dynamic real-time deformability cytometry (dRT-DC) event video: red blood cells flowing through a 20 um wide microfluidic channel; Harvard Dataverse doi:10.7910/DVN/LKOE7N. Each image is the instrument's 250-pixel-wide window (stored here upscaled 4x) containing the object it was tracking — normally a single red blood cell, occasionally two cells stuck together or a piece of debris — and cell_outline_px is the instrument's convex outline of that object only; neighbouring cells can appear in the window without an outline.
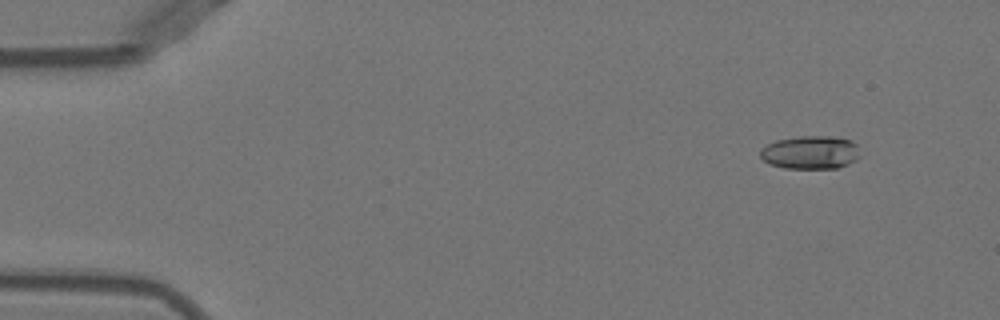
{"species": "Egyptian fruit bat (a non-hibernating species)", "species_latin": "Rousettus aegyptiacus", "temperature_condition": "warm", "stored_images_in_passage": 48, "camera_frame_rate_fps": 3000, "um_per_image_px": 0.085, "animal": {"sex": "female"}, "frame": {"image": 1, "passage_image": 1, "time_ms": 0.0, "image_size_px": [1000, 320], "cell_outline_px": [[860, 156], [856, 160], [848, 164], [836, 168], [784, 168], [768, 164], [760, 156], [760, 148], [776, 140], [800, 136], [832, 136], [852, 140], [856, 144]], "centroid_in_image_um": [68.88, 12.95], "position_along_channel_um": 16.1, "area_um2": 19.48}}
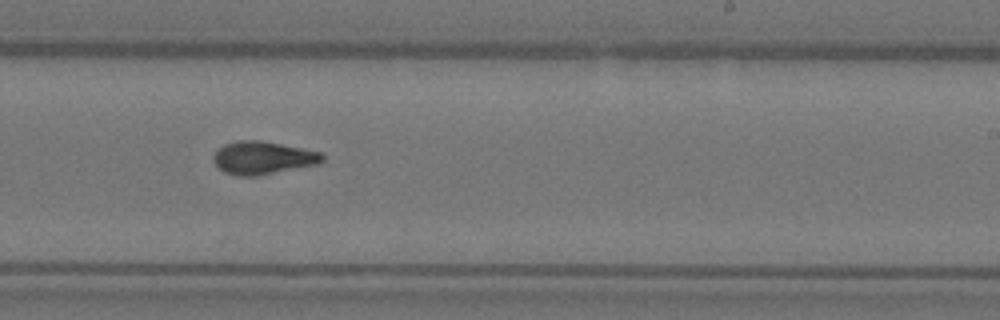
{"frame": {"image": 2, "passage_image": 28, "time_ms": 9.0, "image_size_px": [1000, 320], "cell_outline_px": [[324, 160], [320, 164], [256, 176], [236, 176], [224, 172], [212, 160], [212, 156], [224, 144], [236, 140], [260, 140], [320, 152], [324, 156]], "centroid_in_image_um": [22.33, 13.42], "position_along_channel_um": 266.7, "area_um2": 20.87}}
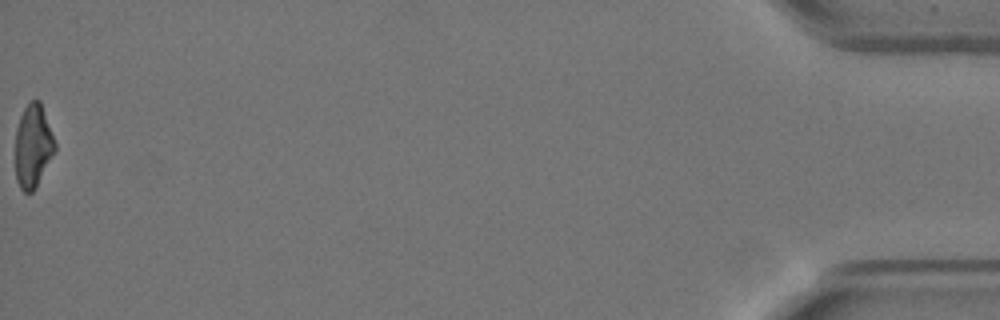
{"frame": {"image": 3, "passage_image": 48, "time_ms": 15.667, "image_size_px": [1000, 320], "cell_outline_px": [[56, 152], [36, 188], [32, 192], [24, 192], [20, 188], [16, 180], [16, 128], [20, 116], [24, 108], [32, 100], [40, 100], [56, 144]], "centroid_in_image_um": [2.82, 12.44], "position_along_channel_um": 432.4, "area_um2": 19.31}, "authors_computed_cell_mechanics": {"area_um2": 19.9699, "velocity_mm_per_s": 3.9746, "shape_relaxation_time_tau1_ms": 6.472, "shape_relaxation_time_tau2_ms": 2.5418, "deformation_change_tau1": 0.2342, "deformation_change_tau2": 0.09}}